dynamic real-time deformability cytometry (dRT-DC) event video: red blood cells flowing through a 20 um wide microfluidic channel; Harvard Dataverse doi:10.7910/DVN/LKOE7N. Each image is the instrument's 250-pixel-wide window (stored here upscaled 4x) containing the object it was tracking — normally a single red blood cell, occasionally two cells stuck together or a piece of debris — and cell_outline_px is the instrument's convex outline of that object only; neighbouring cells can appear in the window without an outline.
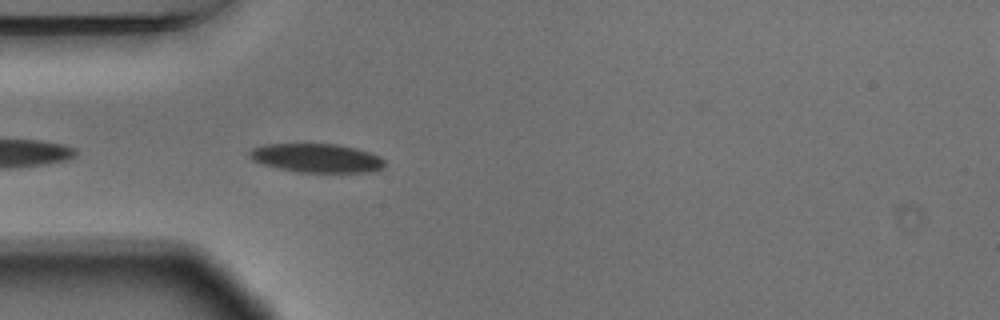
{"species": "Egyptian fruit bat (a non-hibernating species)", "species_latin": "Rousettus aegyptiacus", "temperature_condition": "warm", "stored_images_in_passage": 13, "camera_frame_rate_fps": 3000, "um_per_image_px": 0.085, "animal": {"sex": "male"}, "frame": {"image": 1, "passage_image": 3, "time_ms": 0.667, "image_size_px": [1000, 320], "cell_outline_px": [[384, 168], [372, 172], [296, 172], [264, 164], [252, 160], [248, 156], [248, 152], [252, 148], [264, 144], [336, 144], [356, 148], [380, 156], [384, 160]], "centroid_in_image_um": [26.92, 13.43], "position_along_channel_um": 58.1, "area_um2": 22.72}}
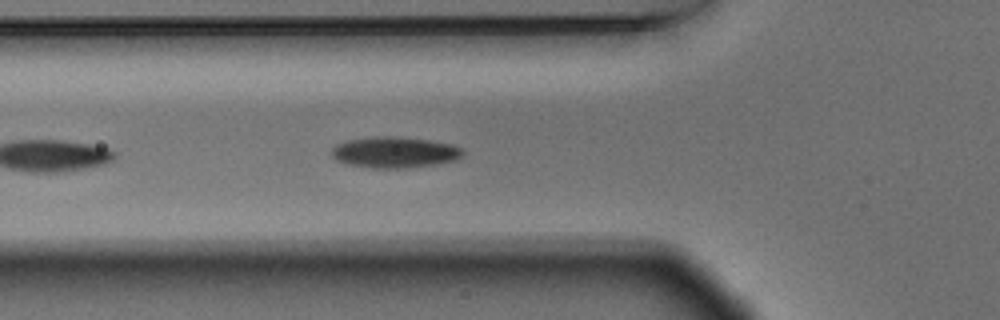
{"frame": {"image": 2, "passage_image": 6, "time_ms": 1.667, "image_size_px": [1000, 320], "cell_outline_px": [[464, 152], [456, 160], [436, 164], [408, 168], [372, 168], [348, 164], [336, 160], [332, 156], [332, 148], [336, 144], [348, 140], [372, 136], [392, 136], [428, 140], [452, 144], [464, 148]], "centroid_in_image_um": [33.55, 12.94], "position_along_channel_um": 92.3, "area_um2": 23.81}}
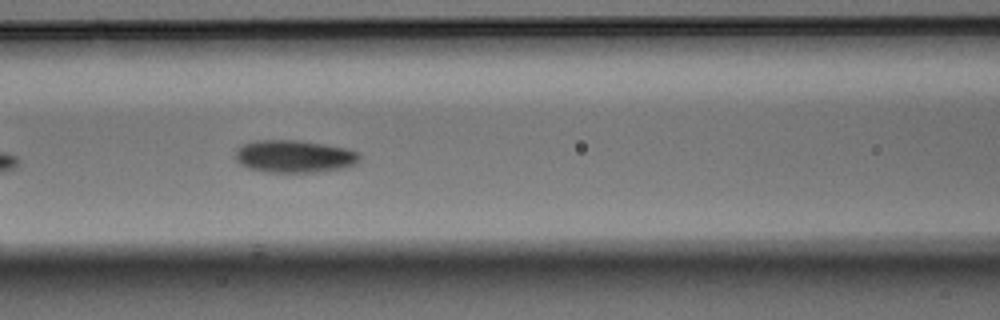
{"frame": {"image": 3, "passage_image": 10, "time_ms": 3.0, "image_size_px": [1000, 320], "cell_outline_px": [[360, 156], [356, 164], [344, 168], [316, 172], [268, 172], [248, 168], [240, 164], [236, 160], [236, 148], [244, 144], [256, 140], [300, 140], [348, 148], [356, 152]], "centroid_in_image_um": [25.01, 13.29], "position_along_channel_um": 141.6, "area_um2": 23.58}}